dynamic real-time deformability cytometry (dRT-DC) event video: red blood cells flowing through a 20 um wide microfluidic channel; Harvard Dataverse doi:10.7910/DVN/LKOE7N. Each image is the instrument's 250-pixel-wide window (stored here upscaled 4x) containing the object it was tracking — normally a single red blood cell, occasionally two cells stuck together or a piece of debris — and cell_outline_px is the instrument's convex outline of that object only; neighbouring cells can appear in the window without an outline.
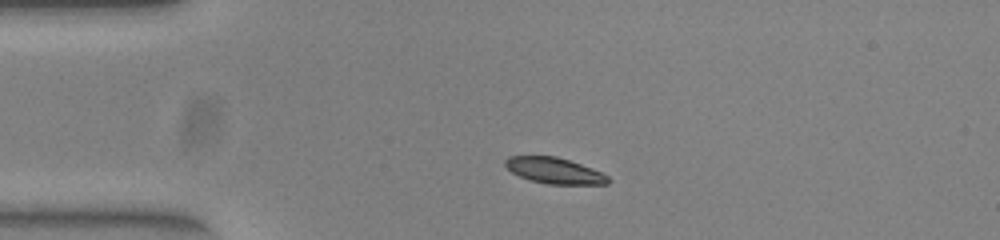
{"species": "common noctule bat (a hibernating species)", "species_latin": "Nyctalus noctula", "temperature_condition": "warm", "stored_images_in_passage": 47, "camera_frame_rate_fps": 3000, "um_per_image_px": 0.085, "animal": {"sex": "female", "body_mass_g": 23.0, "forearm_length_mm": 53.4}, "frame": {"image": 1, "passage_image": 7, "time_ms": 2.0, "image_size_px": [1000, 240], "cell_outline_px": [[612, 180], [608, 184], [548, 184], [532, 180], [520, 176], [512, 172], [504, 164], [504, 160], [508, 156], [556, 156], [592, 168], [608, 176]], "centroid_in_image_um": [47.13, 14.5], "position_along_channel_um": 37.9, "area_um2": 15.43}}
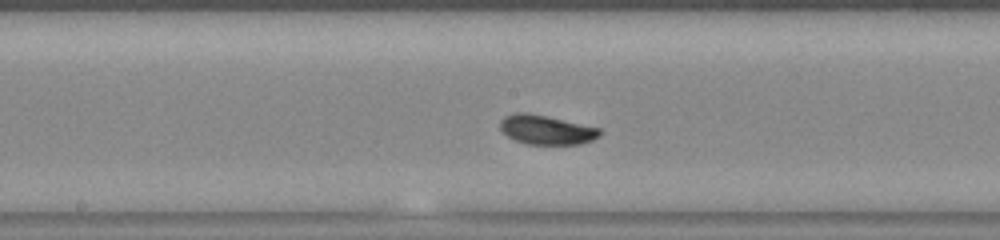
{"frame": {"image": 2, "passage_image": 22, "time_ms": 7.0, "image_size_px": [1000, 240], "cell_outline_px": [[600, 136], [592, 140], [580, 144], [528, 144], [516, 140], [508, 136], [500, 128], [500, 120], [504, 116], [516, 112], [528, 112], [600, 128]], "centroid_in_image_um": [46.43, 11.02], "position_along_channel_um": 201.8, "area_um2": 16.88}}
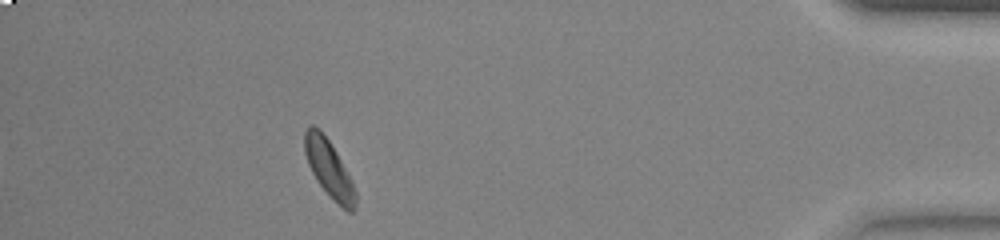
{"frame": {"image": 3, "passage_image": 42, "time_ms": 13.667, "image_size_px": [1000, 240], "cell_outline_px": [[356, 208], [352, 212], [348, 212], [316, 180], [308, 164], [304, 152], [304, 132], [308, 124], [312, 124], [320, 128], [336, 152], [352, 180], [356, 192]], "centroid_in_image_um": [27.95, 14.27], "position_along_channel_um": 407.3, "area_um2": 16.7}, "authors_computed_cell_mechanics": {"area_um2": 16.5886, "velocity_mm_per_s": 3.9222, "shape_relaxation_time_tau1_ms": 1.874, "shape_relaxation_time_tau2_ms": 5.8514, "deformation_change_tau1": 0.102, "deformation_change_tau2": 0.1044}}